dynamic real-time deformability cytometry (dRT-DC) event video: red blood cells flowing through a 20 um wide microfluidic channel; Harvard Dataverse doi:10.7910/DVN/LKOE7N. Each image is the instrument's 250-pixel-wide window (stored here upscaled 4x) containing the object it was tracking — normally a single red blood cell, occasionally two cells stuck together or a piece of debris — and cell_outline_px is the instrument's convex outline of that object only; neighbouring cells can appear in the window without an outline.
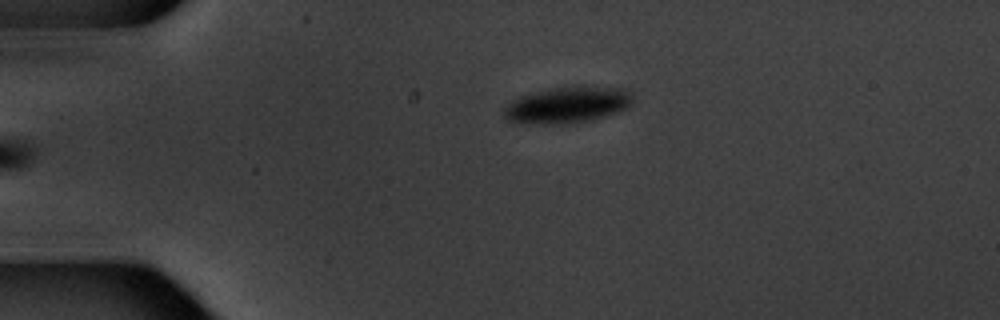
{"species": "common noctule bat (a hibernating species)", "species_latin": "Nyctalus noctula", "temperature_condition": "warm", "stored_images_in_passage": 6, "camera_frame_rate_fps": 3000, "um_per_image_px": 0.085, "animal": {"sex": "male", "body_mass_g": 20.1, "forearm_length_mm": 53.5}, "frame": {"image": 1, "passage_image": 6, "time_ms": 5.667, "image_size_px": [1000, 320], "cell_outline_px": [[632, 104], [616, 112], [592, 120], [572, 124], [524, 124], [508, 120], [504, 116], [504, 108], [512, 100], [520, 96], [556, 88], [628, 88], [632, 100]], "centroid_in_image_um": [48.2, 8.97], "position_along_channel_um": 36.8, "area_um2": 26.65}}